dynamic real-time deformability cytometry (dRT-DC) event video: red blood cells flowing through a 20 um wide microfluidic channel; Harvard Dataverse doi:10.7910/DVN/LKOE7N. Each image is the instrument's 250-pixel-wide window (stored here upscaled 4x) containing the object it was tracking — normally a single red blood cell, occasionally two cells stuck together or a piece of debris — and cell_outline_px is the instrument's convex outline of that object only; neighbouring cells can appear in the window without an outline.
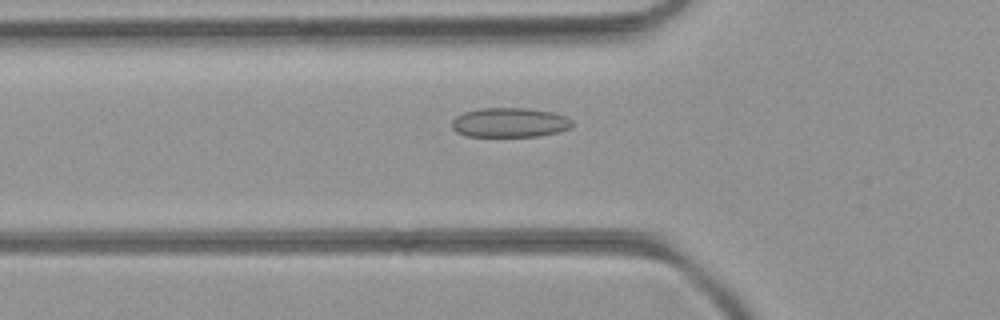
{"species": "common noctule bat (a hibernating species)", "species_latin": "Nyctalus noctula", "temperature_condition": "room temperature", "stored_images_in_passage": 28, "camera_frame_rate_fps": 3000, "um_per_image_px": 0.085, "animal": {"sex": "female", "body_mass_g": 21.9}, "frame": {"image": 1, "passage_image": 2, "time_ms": 0.333, "image_size_px": [1000, 320], "cell_outline_px": [[572, 128], [560, 132], [540, 136], [468, 136], [456, 132], [452, 128], [452, 120], [456, 116], [464, 112], [480, 108], [528, 108], [552, 112], [564, 116], [572, 120]], "centroid_in_image_um": [43.34, 10.42], "position_along_channel_um": 82.5, "area_um2": 20.81}}
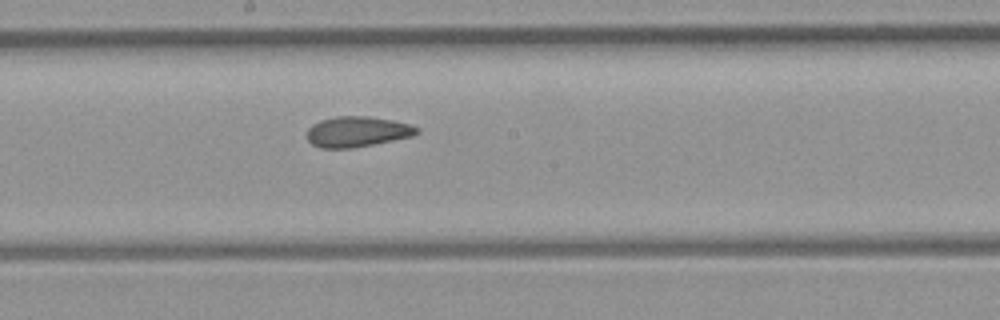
{"frame": {"image": 2, "passage_image": 12, "time_ms": 3.667, "image_size_px": [1000, 320], "cell_outline_px": [[420, 132], [412, 136], [352, 148], [320, 148], [312, 144], [308, 140], [308, 128], [312, 124], [320, 120], [336, 116], [368, 116], [392, 120], [412, 124], [420, 128]], "centroid_in_image_um": [30.38, 11.18], "position_along_channel_um": 217.8, "area_um2": 19.54}}
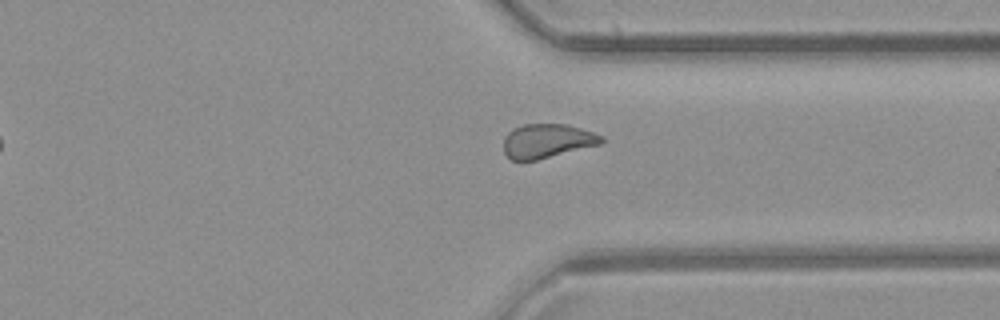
{"frame": {"image": 3, "passage_image": 23, "time_ms": 7.333, "image_size_px": [1000, 320], "cell_outline_px": [[604, 140], [600, 144], [536, 160], [512, 160], [504, 152], [504, 136], [512, 128], [524, 124], [568, 124], [604, 136]], "centroid_in_image_um": [46.49, 11.96], "position_along_channel_um": 364.9, "area_um2": 19.36}, "authors_computed_cell_mechanics": {"area_um2": 19.4786, "velocity_mm_per_s": 4.0245, "shape_relaxation_time_tau1_ms": null, "shape_relaxation_time_tau2_ms": 2.2274, "deformation_change_tau1": null, "deformation_change_tau2": 0.069}}